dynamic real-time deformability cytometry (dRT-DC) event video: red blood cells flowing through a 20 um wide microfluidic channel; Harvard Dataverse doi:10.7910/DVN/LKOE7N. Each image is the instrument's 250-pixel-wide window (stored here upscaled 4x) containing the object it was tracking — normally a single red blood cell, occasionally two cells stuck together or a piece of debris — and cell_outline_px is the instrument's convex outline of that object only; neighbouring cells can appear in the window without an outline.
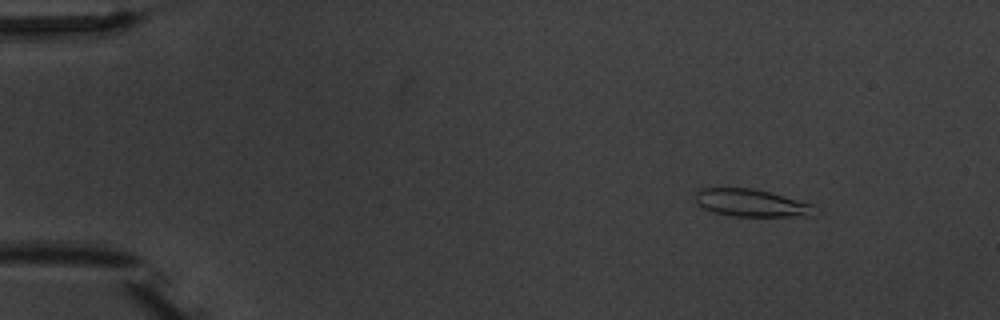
{"species": "common noctule bat (a hibernating species)", "species_latin": "Nyctalus noctula", "temperature_condition": "warm", "stored_images_in_passage": 3, "camera_frame_rate_fps": 3000, "um_per_image_px": 0.085, "animal": {"sex": "male", "body_mass_g": 20.1, "forearm_length_mm": 53.5}, "frame": {"image": 1, "passage_image": 1, "time_ms": 0.0, "image_size_px": [1000, 320], "cell_outline_px": [[816, 216], [728, 216], [712, 212], [704, 208], [696, 200], [696, 192], [700, 188], [752, 188], [784, 196], [812, 204]], "centroid_in_image_um": [63.85, 17.26], "position_along_channel_um": 21.1, "area_um2": 18.96}}